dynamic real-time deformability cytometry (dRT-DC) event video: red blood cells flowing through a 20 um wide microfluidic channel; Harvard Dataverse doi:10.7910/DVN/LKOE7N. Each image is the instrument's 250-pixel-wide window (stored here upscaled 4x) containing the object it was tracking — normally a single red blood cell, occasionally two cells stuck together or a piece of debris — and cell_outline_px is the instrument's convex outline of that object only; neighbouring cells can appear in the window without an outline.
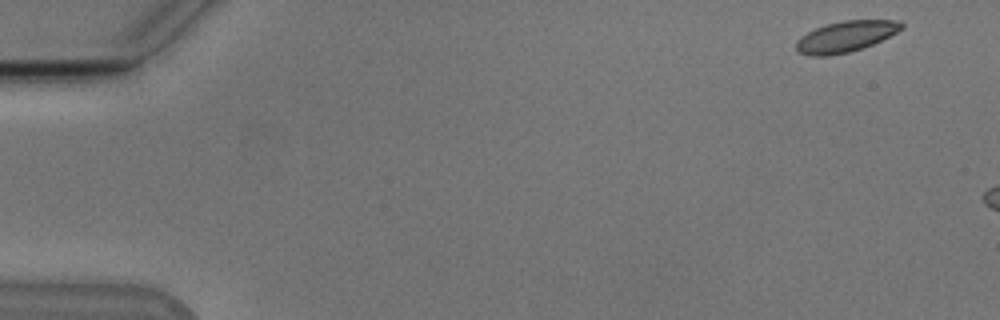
{"species": "Egyptian fruit bat (a non-hibernating species)", "species_latin": "Rousettus aegyptiacus", "temperature_condition": "cold", "stored_images_in_passage": 6, "camera_frame_rate_fps": 3000, "um_per_image_px": 0.085, "animal": {"sex": "male"}, "frame": {"image": 1, "passage_image": 1, "time_ms": 0.0, "image_size_px": [1000, 320], "cell_outline_px": [[904, 28], [872, 44], [848, 52], [828, 56], [812, 56], [800, 52], [796, 48], [796, 40], [800, 36], [816, 28], [828, 24], [844, 20], [896, 20], [904, 24]], "centroid_in_image_um": [71.87, 3.1], "position_along_channel_um": 13.1, "area_um2": 18.67}}